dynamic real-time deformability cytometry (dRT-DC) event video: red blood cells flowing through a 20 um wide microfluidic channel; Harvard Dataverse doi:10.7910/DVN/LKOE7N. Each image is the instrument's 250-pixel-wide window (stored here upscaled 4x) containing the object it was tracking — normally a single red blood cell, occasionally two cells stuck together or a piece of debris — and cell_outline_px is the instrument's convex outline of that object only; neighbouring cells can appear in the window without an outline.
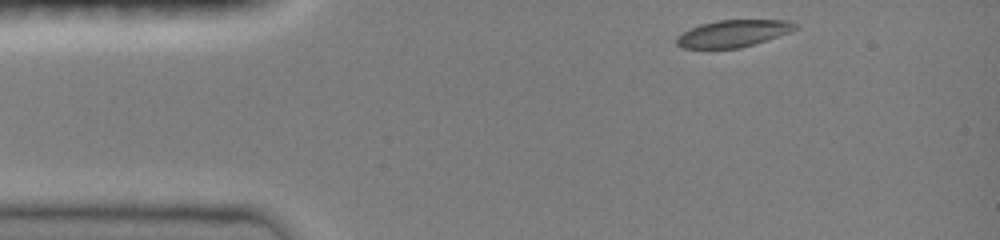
{"species": "common noctule bat (a hibernating species)", "species_latin": "Nyctalus noctula", "temperature_condition": "room temperature", "stored_images_in_passage": 18, "camera_frame_rate_fps": 3000, "um_per_image_px": 0.085, "animal": {"sex": "female", "body_mass_g": 19.0, "forearm_length_mm": 51.5}, "frame": {"image": 1, "passage_image": 1, "time_ms": 0.0, "image_size_px": [1000, 240], "cell_outline_px": [[800, 28], [768, 40], [740, 48], [684, 48], [676, 44], [676, 36], [700, 24], [716, 20], [788, 20], [796, 24]], "centroid_in_image_um": [62.34, 2.84], "position_along_channel_um": 22.7, "area_um2": 18.67}}
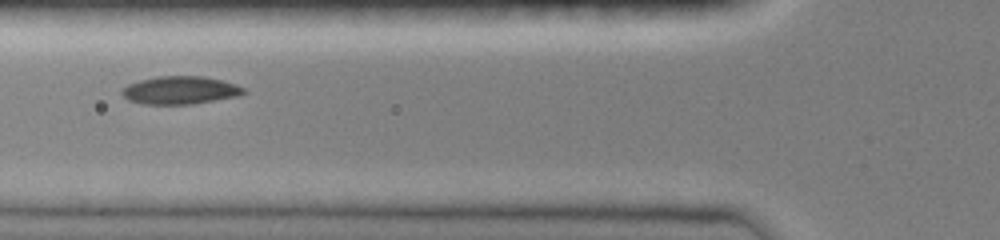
{"frame": {"image": 2, "passage_image": 11, "time_ms": 3.333, "image_size_px": [1000, 240], "cell_outline_px": [[248, 92], [240, 96], [192, 104], [140, 104], [128, 100], [120, 92], [120, 88], [128, 84], [140, 80], [156, 76], [204, 76], [224, 80], [236, 84], [244, 88]], "centroid_in_image_um": [15.33, 7.66], "position_along_channel_um": 110.5, "area_um2": 20.17}}
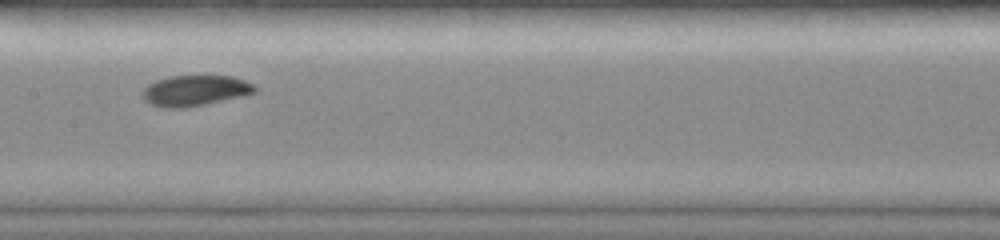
{"frame": {"image": 3, "passage_image": 16, "time_ms": 5.0, "image_size_px": [1000, 240], "cell_outline_px": [[256, 92], [240, 96], [204, 104], [184, 108], [164, 108], [152, 104], [144, 100], [140, 92], [148, 84], [156, 80], [168, 76], [232, 76], [244, 80], [252, 84], [256, 88]], "centroid_in_image_um": [16.52, 7.69], "position_along_channel_um": 190.9, "area_um2": 19.94}}